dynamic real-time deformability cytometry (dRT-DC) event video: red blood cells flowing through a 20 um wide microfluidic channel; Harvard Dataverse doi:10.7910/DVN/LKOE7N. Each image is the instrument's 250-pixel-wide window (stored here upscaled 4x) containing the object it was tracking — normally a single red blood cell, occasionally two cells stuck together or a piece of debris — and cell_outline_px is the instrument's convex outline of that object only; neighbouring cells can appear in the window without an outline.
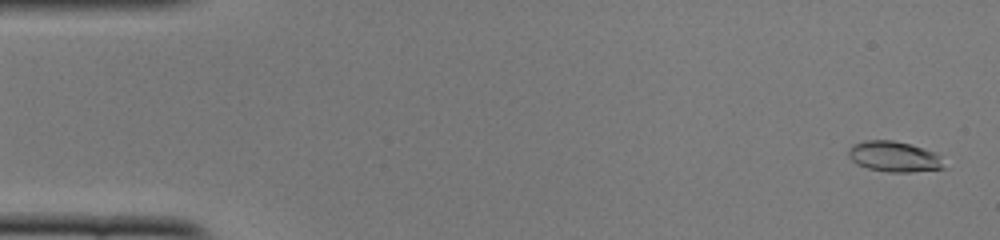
{"species": "common noctule bat (a hibernating species)", "species_latin": "Nyctalus noctula", "temperature_condition": "cold", "stored_images_in_passage": 51, "camera_frame_rate_fps": 3000, "um_per_image_px": 0.085, "animal": {"sex": "female", "body_mass_g": 22.0, "forearm_length_mm": 56.7}, "frame": {"image": 1, "passage_image": 2, "time_ms": 0.333, "image_size_px": [1000, 240], "cell_outline_px": [[944, 168], [912, 172], [888, 172], [868, 168], [856, 164], [848, 156], [848, 148], [852, 144], [864, 140], [892, 140], [908, 144], [932, 152], [940, 156]], "centroid_in_image_um": [75.92, 13.31], "position_along_channel_um": 9.1, "area_um2": 16.82}}
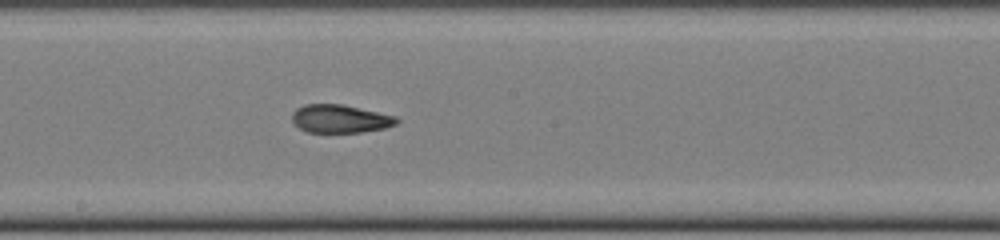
{"frame": {"image": 2, "passage_image": 28, "time_ms": 9.0, "image_size_px": [1000, 240], "cell_outline_px": [[400, 120], [396, 124], [384, 128], [360, 132], [308, 132], [300, 128], [292, 120], [292, 112], [296, 108], [304, 104], [340, 104], [396, 116]], "centroid_in_image_um": [28.9, 10.09], "position_along_channel_um": 219.3, "area_um2": 16.99}}
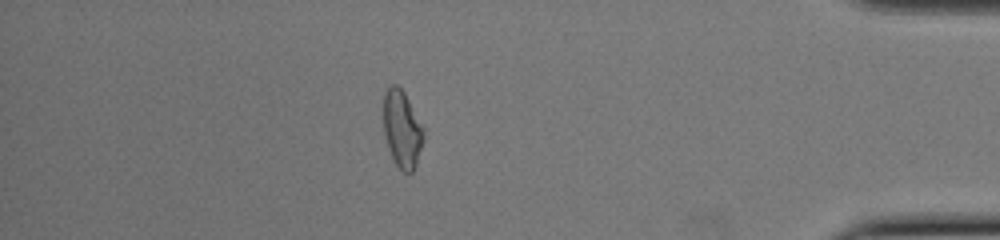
{"frame": {"image": 3, "passage_image": 45, "time_ms": 14.667, "image_size_px": [1000, 240], "cell_outline_px": [[424, 140], [416, 164], [412, 172], [404, 172], [396, 164], [388, 148], [384, 132], [384, 92], [392, 84], [396, 84], [404, 92], [424, 128]], "centroid_in_image_um": [34.19, 10.96], "position_along_channel_um": 401.0, "area_um2": 17.86}, "authors_computed_cell_mechanics": {"area_um2": 17.6868, "velocity_mm_per_s": 3.9209, "shape_relaxation_time_tau1_ms": 8.4574, "shape_relaxation_time_tau2_ms": 1.9921, "deformation_change_tau1": 0.2523, "deformation_change_tau2": 0.0901}}